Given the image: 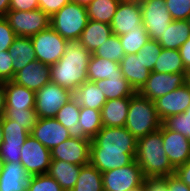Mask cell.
I'll use <instances>...</instances> for the list:
<instances>
[{
    "label": "cell",
    "instance_id": "1",
    "mask_svg": "<svg viewBox=\"0 0 190 191\" xmlns=\"http://www.w3.org/2000/svg\"><path fill=\"white\" fill-rule=\"evenodd\" d=\"M92 53L77 41L68 42L63 56L50 66V81L74 92L87 81L88 63Z\"/></svg>",
    "mask_w": 190,
    "mask_h": 191
},
{
    "label": "cell",
    "instance_id": "2",
    "mask_svg": "<svg viewBox=\"0 0 190 191\" xmlns=\"http://www.w3.org/2000/svg\"><path fill=\"white\" fill-rule=\"evenodd\" d=\"M135 161L145 178H165L175 173L164 151L162 125L158 130L137 139Z\"/></svg>",
    "mask_w": 190,
    "mask_h": 191
},
{
    "label": "cell",
    "instance_id": "3",
    "mask_svg": "<svg viewBox=\"0 0 190 191\" xmlns=\"http://www.w3.org/2000/svg\"><path fill=\"white\" fill-rule=\"evenodd\" d=\"M162 125L154 101L136 92L130 97L125 128L136 138L158 130Z\"/></svg>",
    "mask_w": 190,
    "mask_h": 191
},
{
    "label": "cell",
    "instance_id": "4",
    "mask_svg": "<svg viewBox=\"0 0 190 191\" xmlns=\"http://www.w3.org/2000/svg\"><path fill=\"white\" fill-rule=\"evenodd\" d=\"M86 7L69 2L51 16L50 26L69 42L78 41L88 23Z\"/></svg>",
    "mask_w": 190,
    "mask_h": 191
},
{
    "label": "cell",
    "instance_id": "5",
    "mask_svg": "<svg viewBox=\"0 0 190 191\" xmlns=\"http://www.w3.org/2000/svg\"><path fill=\"white\" fill-rule=\"evenodd\" d=\"M137 139L125 127H102L91 140L90 151L136 153Z\"/></svg>",
    "mask_w": 190,
    "mask_h": 191
},
{
    "label": "cell",
    "instance_id": "6",
    "mask_svg": "<svg viewBox=\"0 0 190 191\" xmlns=\"http://www.w3.org/2000/svg\"><path fill=\"white\" fill-rule=\"evenodd\" d=\"M36 60L52 66L63 56L69 41L60 36L51 26L30 37Z\"/></svg>",
    "mask_w": 190,
    "mask_h": 191
},
{
    "label": "cell",
    "instance_id": "7",
    "mask_svg": "<svg viewBox=\"0 0 190 191\" xmlns=\"http://www.w3.org/2000/svg\"><path fill=\"white\" fill-rule=\"evenodd\" d=\"M73 98V92L49 81L35 92V111L39 118H55L59 109Z\"/></svg>",
    "mask_w": 190,
    "mask_h": 191
},
{
    "label": "cell",
    "instance_id": "8",
    "mask_svg": "<svg viewBox=\"0 0 190 191\" xmlns=\"http://www.w3.org/2000/svg\"><path fill=\"white\" fill-rule=\"evenodd\" d=\"M5 18L17 36L31 37L50 27L51 17L39 8L33 11H8Z\"/></svg>",
    "mask_w": 190,
    "mask_h": 191
},
{
    "label": "cell",
    "instance_id": "9",
    "mask_svg": "<svg viewBox=\"0 0 190 191\" xmlns=\"http://www.w3.org/2000/svg\"><path fill=\"white\" fill-rule=\"evenodd\" d=\"M142 23L150 39L158 40L173 21L165 0H142Z\"/></svg>",
    "mask_w": 190,
    "mask_h": 191
},
{
    "label": "cell",
    "instance_id": "10",
    "mask_svg": "<svg viewBox=\"0 0 190 191\" xmlns=\"http://www.w3.org/2000/svg\"><path fill=\"white\" fill-rule=\"evenodd\" d=\"M144 175L138 163L102 173L103 191H129L144 184Z\"/></svg>",
    "mask_w": 190,
    "mask_h": 191
},
{
    "label": "cell",
    "instance_id": "11",
    "mask_svg": "<svg viewBox=\"0 0 190 191\" xmlns=\"http://www.w3.org/2000/svg\"><path fill=\"white\" fill-rule=\"evenodd\" d=\"M3 129V142L0 147V156L4 162H20L21 148L30 133L16 121L0 118Z\"/></svg>",
    "mask_w": 190,
    "mask_h": 191
},
{
    "label": "cell",
    "instance_id": "12",
    "mask_svg": "<svg viewBox=\"0 0 190 191\" xmlns=\"http://www.w3.org/2000/svg\"><path fill=\"white\" fill-rule=\"evenodd\" d=\"M20 163L29 176L46 174L51 163V150L30 134L22 145Z\"/></svg>",
    "mask_w": 190,
    "mask_h": 191
},
{
    "label": "cell",
    "instance_id": "13",
    "mask_svg": "<svg viewBox=\"0 0 190 191\" xmlns=\"http://www.w3.org/2000/svg\"><path fill=\"white\" fill-rule=\"evenodd\" d=\"M187 73H158L151 71L138 93L151 101L174 91L186 83Z\"/></svg>",
    "mask_w": 190,
    "mask_h": 191
},
{
    "label": "cell",
    "instance_id": "14",
    "mask_svg": "<svg viewBox=\"0 0 190 191\" xmlns=\"http://www.w3.org/2000/svg\"><path fill=\"white\" fill-rule=\"evenodd\" d=\"M90 139L70 137L51 149V160H63L75 165L90 164Z\"/></svg>",
    "mask_w": 190,
    "mask_h": 191
},
{
    "label": "cell",
    "instance_id": "15",
    "mask_svg": "<svg viewBox=\"0 0 190 191\" xmlns=\"http://www.w3.org/2000/svg\"><path fill=\"white\" fill-rule=\"evenodd\" d=\"M142 24L141 4L134 0H121L110 23L117 36L137 30Z\"/></svg>",
    "mask_w": 190,
    "mask_h": 191
},
{
    "label": "cell",
    "instance_id": "16",
    "mask_svg": "<svg viewBox=\"0 0 190 191\" xmlns=\"http://www.w3.org/2000/svg\"><path fill=\"white\" fill-rule=\"evenodd\" d=\"M161 121L172 115L182 114L190 106V87L187 83L154 100Z\"/></svg>",
    "mask_w": 190,
    "mask_h": 191
},
{
    "label": "cell",
    "instance_id": "17",
    "mask_svg": "<svg viewBox=\"0 0 190 191\" xmlns=\"http://www.w3.org/2000/svg\"><path fill=\"white\" fill-rule=\"evenodd\" d=\"M162 142L166 156L174 169L190 159V141L176 131H170L162 125Z\"/></svg>",
    "mask_w": 190,
    "mask_h": 191
},
{
    "label": "cell",
    "instance_id": "18",
    "mask_svg": "<svg viewBox=\"0 0 190 191\" xmlns=\"http://www.w3.org/2000/svg\"><path fill=\"white\" fill-rule=\"evenodd\" d=\"M30 134L50 150L70 138L68 129L56 118H39Z\"/></svg>",
    "mask_w": 190,
    "mask_h": 191
},
{
    "label": "cell",
    "instance_id": "19",
    "mask_svg": "<svg viewBox=\"0 0 190 191\" xmlns=\"http://www.w3.org/2000/svg\"><path fill=\"white\" fill-rule=\"evenodd\" d=\"M50 72L49 65L35 60L17 72L13 81L36 92L50 81Z\"/></svg>",
    "mask_w": 190,
    "mask_h": 191
},
{
    "label": "cell",
    "instance_id": "20",
    "mask_svg": "<svg viewBox=\"0 0 190 191\" xmlns=\"http://www.w3.org/2000/svg\"><path fill=\"white\" fill-rule=\"evenodd\" d=\"M29 175L20 162H4L0 191H27Z\"/></svg>",
    "mask_w": 190,
    "mask_h": 191
},
{
    "label": "cell",
    "instance_id": "21",
    "mask_svg": "<svg viewBox=\"0 0 190 191\" xmlns=\"http://www.w3.org/2000/svg\"><path fill=\"white\" fill-rule=\"evenodd\" d=\"M136 153L113 151H90V164L101 173L131 164Z\"/></svg>",
    "mask_w": 190,
    "mask_h": 191
},
{
    "label": "cell",
    "instance_id": "22",
    "mask_svg": "<svg viewBox=\"0 0 190 191\" xmlns=\"http://www.w3.org/2000/svg\"><path fill=\"white\" fill-rule=\"evenodd\" d=\"M119 64L123 76L134 90L138 92L146 83L150 74V71L144 67L140 56H136V54H126Z\"/></svg>",
    "mask_w": 190,
    "mask_h": 191
},
{
    "label": "cell",
    "instance_id": "23",
    "mask_svg": "<svg viewBox=\"0 0 190 191\" xmlns=\"http://www.w3.org/2000/svg\"><path fill=\"white\" fill-rule=\"evenodd\" d=\"M112 34L111 25L88 20L77 42L94 53Z\"/></svg>",
    "mask_w": 190,
    "mask_h": 191
},
{
    "label": "cell",
    "instance_id": "24",
    "mask_svg": "<svg viewBox=\"0 0 190 191\" xmlns=\"http://www.w3.org/2000/svg\"><path fill=\"white\" fill-rule=\"evenodd\" d=\"M6 108L14 110L34 109L35 91L30 90L16 82H4Z\"/></svg>",
    "mask_w": 190,
    "mask_h": 191
},
{
    "label": "cell",
    "instance_id": "25",
    "mask_svg": "<svg viewBox=\"0 0 190 191\" xmlns=\"http://www.w3.org/2000/svg\"><path fill=\"white\" fill-rule=\"evenodd\" d=\"M130 97L107 100L101 109L103 127H125Z\"/></svg>",
    "mask_w": 190,
    "mask_h": 191
},
{
    "label": "cell",
    "instance_id": "26",
    "mask_svg": "<svg viewBox=\"0 0 190 191\" xmlns=\"http://www.w3.org/2000/svg\"><path fill=\"white\" fill-rule=\"evenodd\" d=\"M81 167L63 160H51L47 174L53 177L64 191H71L78 180Z\"/></svg>",
    "mask_w": 190,
    "mask_h": 191
},
{
    "label": "cell",
    "instance_id": "27",
    "mask_svg": "<svg viewBox=\"0 0 190 191\" xmlns=\"http://www.w3.org/2000/svg\"><path fill=\"white\" fill-rule=\"evenodd\" d=\"M80 105L74 98L70 99L57 112L55 118L66 127L70 137L88 139L84 135V129L79 125Z\"/></svg>",
    "mask_w": 190,
    "mask_h": 191
},
{
    "label": "cell",
    "instance_id": "28",
    "mask_svg": "<svg viewBox=\"0 0 190 191\" xmlns=\"http://www.w3.org/2000/svg\"><path fill=\"white\" fill-rule=\"evenodd\" d=\"M190 26L187 20H173L170 26L163 32L157 41L162 48L176 49L179 48L189 39Z\"/></svg>",
    "mask_w": 190,
    "mask_h": 191
},
{
    "label": "cell",
    "instance_id": "29",
    "mask_svg": "<svg viewBox=\"0 0 190 191\" xmlns=\"http://www.w3.org/2000/svg\"><path fill=\"white\" fill-rule=\"evenodd\" d=\"M8 51L13 60L14 77L22 68L36 60L30 37L17 36Z\"/></svg>",
    "mask_w": 190,
    "mask_h": 191
},
{
    "label": "cell",
    "instance_id": "30",
    "mask_svg": "<svg viewBox=\"0 0 190 191\" xmlns=\"http://www.w3.org/2000/svg\"><path fill=\"white\" fill-rule=\"evenodd\" d=\"M73 98L81 107L101 110L107 101L104 93L92 81H85L73 92Z\"/></svg>",
    "mask_w": 190,
    "mask_h": 191
},
{
    "label": "cell",
    "instance_id": "31",
    "mask_svg": "<svg viewBox=\"0 0 190 191\" xmlns=\"http://www.w3.org/2000/svg\"><path fill=\"white\" fill-rule=\"evenodd\" d=\"M118 76H123L120 64L118 62L97 57L92 53V56L88 63V81L95 82L106 78Z\"/></svg>",
    "mask_w": 190,
    "mask_h": 191
},
{
    "label": "cell",
    "instance_id": "32",
    "mask_svg": "<svg viewBox=\"0 0 190 191\" xmlns=\"http://www.w3.org/2000/svg\"><path fill=\"white\" fill-rule=\"evenodd\" d=\"M95 84L101 89L107 100L131 97L136 93L124 76L95 81Z\"/></svg>",
    "mask_w": 190,
    "mask_h": 191
},
{
    "label": "cell",
    "instance_id": "33",
    "mask_svg": "<svg viewBox=\"0 0 190 191\" xmlns=\"http://www.w3.org/2000/svg\"><path fill=\"white\" fill-rule=\"evenodd\" d=\"M153 72L158 73H187L179 50L163 48L159 54Z\"/></svg>",
    "mask_w": 190,
    "mask_h": 191
},
{
    "label": "cell",
    "instance_id": "34",
    "mask_svg": "<svg viewBox=\"0 0 190 191\" xmlns=\"http://www.w3.org/2000/svg\"><path fill=\"white\" fill-rule=\"evenodd\" d=\"M71 191H103L102 173L91 164L82 166Z\"/></svg>",
    "mask_w": 190,
    "mask_h": 191
},
{
    "label": "cell",
    "instance_id": "35",
    "mask_svg": "<svg viewBox=\"0 0 190 191\" xmlns=\"http://www.w3.org/2000/svg\"><path fill=\"white\" fill-rule=\"evenodd\" d=\"M121 0H94L86 7L89 20L110 25Z\"/></svg>",
    "mask_w": 190,
    "mask_h": 191
},
{
    "label": "cell",
    "instance_id": "36",
    "mask_svg": "<svg viewBox=\"0 0 190 191\" xmlns=\"http://www.w3.org/2000/svg\"><path fill=\"white\" fill-rule=\"evenodd\" d=\"M79 125L84 129V135L92 140L102 129L101 110L80 106Z\"/></svg>",
    "mask_w": 190,
    "mask_h": 191
},
{
    "label": "cell",
    "instance_id": "37",
    "mask_svg": "<svg viewBox=\"0 0 190 191\" xmlns=\"http://www.w3.org/2000/svg\"><path fill=\"white\" fill-rule=\"evenodd\" d=\"M121 45L126 54H137L140 49L150 40V37L142 24L137 30L127 32L119 36Z\"/></svg>",
    "mask_w": 190,
    "mask_h": 191
},
{
    "label": "cell",
    "instance_id": "38",
    "mask_svg": "<svg viewBox=\"0 0 190 191\" xmlns=\"http://www.w3.org/2000/svg\"><path fill=\"white\" fill-rule=\"evenodd\" d=\"M95 56L108 59L114 62H121L125 56L119 36L112 34L99 48L93 53Z\"/></svg>",
    "mask_w": 190,
    "mask_h": 191
},
{
    "label": "cell",
    "instance_id": "39",
    "mask_svg": "<svg viewBox=\"0 0 190 191\" xmlns=\"http://www.w3.org/2000/svg\"><path fill=\"white\" fill-rule=\"evenodd\" d=\"M4 116L22 125L29 133L32 132L39 119L35 109L14 110V108H6Z\"/></svg>",
    "mask_w": 190,
    "mask_h": 191
},
{
    "label": "cell",
    "instance_id": "40",
    "mask_svg": "<svg viewBox=\"0 0 190 191\" xmlns=\"http://www.w3.org/2000/svg\"><path fill=\"white\" fill-rule=\"evenodd\" d=\"M162 125L170 131L179 132L190 141V106L184 113L164 119Z\"/></svg>",
    "mask_w": 190,
    "mask_h": 191
},
{
    "label": "cell",
    "instance_id": "41",
    "mask_svg": "<svg viewBox=\"0 0 190 191\" xmlns=\"http://www.w3.org/2000/svg\"><path fill=\"white\" fill-rule=\"evenodd\" d=\"M27 191H64L59 183L46 174L29 176Z\"/></svg>",
    "mask_w": 190,
    "mask_h": 191
},
{
    "label": "cell",
    "instance_id": "42",
    "mask_svg": "<svg viewBox=\"0 0 190 191\" xmlns=\"http://www.w3.org/2000/svg\"><path fill=\"white\" fill-rule=\"evenodd\" d=\"M162 49L163 48L158 41L150 39L142 49L139 50L136 56H140L141 61L144 63V67L151 72L153 71L154 65L159 58Z\"/></svg>",
    "mask_w": 190,
    "mask_h": 191
},
{
    "label": "cell",
    "instance_id": "43",
    "mask_svg": "<svg viewBox=\"0 0 190 191\" xmlns=\"http://www.w3.org/2000/svg\"><path fill=\"white\" fill-rule=\"evenodd\" d=\"M173 20H187L190 16V0H165Z\"/></svg>",
    "mask_w": 190,
    "mask_h": 191
},
{
    "label": "cell",
    "instance_id": "44",
    "mask_svg": "<svg viewBox=\"0 0 190 191\" xmlns=\"http://www.w3.org/2000/svg\"><path fill=\"white\" fill-rule=\"evenodd\" d=\"M17 35L5 17H0V52L9 50Z\"/></svg>",
    "mask_w": 190,
    "mask_h": 191
},
{
    "label": "cell",
    "instance_id": "45",
    "mask_svg": "<svg viewBox=\"0 0 190 191\" xmlns=\"http://www.w3.org/2000/svg\"><path fill=\"white\" fill-rule=\"evenodd\" d=\"M12 61L8 50L0 52V81L2 83L14 79V67Z\"/></svg>",
    "mask_w": 190,
    "mask_h": 191
},
{
    "label": "cell",
    "instance_id": "46",
    "mask_svg": "<svg viewBox=\"0 0 190 191\" xmlns=\"http://www.w3.org/2000/svg\"><path fill=\"white\" fill-rule=\"evenodd\" d=\"M69 2L70 0H38V5L40 10L51 17Z\"/></svg>",
    "mask_w": 190,
    "mask_h": 191
},
{
    "label": "cell",
    "instance_id": "47",
    "mask_svg": "<svg viewBox=\"0 0 190 191\" xmlns=\"http://www.w3.org/2000/svg\"><path fill=\"white\" fill-rule=\"evenodd\" d=\"M38 8V0H11L9 11H33Z\"/></svg>",
    "mask_w": 190,
    "mask_h": 191
},
{
    "label": "cell",
    "instance_id": "48",
    "mask_svg": "<svg viewBox=\"0 0 190 191\" xmlns=\"http://www.w3.org/2000/svg\"><path fill=\"white\" fill-rule=\"evenodd\" d=\"M144 185L147 191H169L167 185V177L145 178Z\"/></svg>",
    "mask_w": 190,
    "mask_h": 191
},
{
    "label": "cell",
    "instance_id": "49",
    "mask_svg": "<svg viewBox=\"0 0 190 191\" xmlns=\"http://www.w3.org/2000/svg\"><path fill=\"white\" fill-rule=\"evenodd\" d=\"M174 175L190 188V159L175 169Z\"/></svg>",
    "mask_w": 190,
    "mask_h": 191
},
{
    "label": "cell",
    "instance_id": "50",
    "mask_svg": "<svg viewBox=\"0 0 190 191\" xmlns=\"http://www.w3.org/2000/svg\"><path fill=\"white\" fill-rule=\"evenodd\" d=\"M167 185L169 191H190L189 186L183 183L174 174L167 177Z\"/></svg>",
    "mask_w": 190,
    "mask_h": 191
},
{
    "label": "cell",
    "instance_id": "51",
    "mask_svg": "<svg viewBox=\"0 0 190 191\" xmlns=\"http://www.w3.org/2000/svg\"><path fill=\"white\" fill-rule=\"evenodd\" d=\"M180 56L182 58L183 65L187 71L190 70V37L189 39L179 48Z\"/></svg>",
    "mask_w": 190,
    "mask_h": 191
},
{
    "label": "cell",
    "instance_id": "52",
    "mask_svg": "<svg viewBox=\"0 0 190 191\" xmlns=\"http://www.w3.org/2000/svg\"><path fill=\"white\" fill-rule=\"evenodd\" d=\"M6 111V101H5V89L4 84L0 85V118L4 116Z\"/></svg>",
    "mask_w": 190,
    "mask_h": 191
},
{
    "label": "cell",
    "instance_id": "53",
    "mask_svg": "<svg viewBox=\"0 0 190 191\" xmlns=\"http://www.w3.org/2000/svg\"><path fill=\"white\" fill-rule=\"evenodd\" d=\"M11 0H0V17H5L9 11Z\"/></svg>",
    "mask_w": 190,
    "mask_h": 191
},
{
    "label": "cell",
    "instance_id": "54",
    "mask_svg": "<svg viewBox=\"0 0 190 191\" xmlns=\"http://www.w3.org/2000/svg\"><path fill=\"white\" fill-rule=\"evenodd\" d=\"M94 0H70V2L79 4L81 6L87 7L90 5Z\"/></svg>",
    "mask_w": 190,
    "mask_h": 191
},
{
    "label": "cell",
    "instance_id": "55",
    "mask_svg": "<svg viewBox=\"0 0 190 191\" xmlns=\"http://www.w3.org/2000/svg\"><path fill=\"white\" fill-rule=\"evenodd\" d=\"M129 191H147V189H146L145 185L143 184L140 187L131 189Z\"/></svg>",
    "mask_w": 190,
    "mask_h": 191
},
{
    "label": "cell",
    "instance_id": "56",
    "mask_svg": "<svg viewBox=\"0 0 190 191\" xmlns=\"http://www.w3.org/2000/svg\"><path fill=\"white\" fill-rule=\"evenodd\" d=\"M2 142H3V129H2V126H1V121H0V147L2 145Z\"/></svg>",
    "mask_w": 190,
    "mask_h": 191
},
{
    "label": "cell",
    "instance_id": "57",
    "mask_svg": "<svg viewBox=\"0 0 190 191\" xmlns=\"http://www.w3.org/2000/svg\"><path fill=\"white\" fill-rule=\"evenodd\" d=\"M186 83L190 87V70L187 72V75H186Z\"/></svg>",
    "mask_w": 190,
    "mask_h": 191
},
{
    "label": "cell",
    "instance_id": "58",
    "mask_svg": "<svg viewBox=\"0 0 190 191\" xmlns=\"http://www.w3.org/2000/svg\"><path fill=\"white\" fill-rule=\"evenodd\" d=\"M3 165H4V161L2 160V158L0 156V174H1V171L3 169Z\"/></svg>",
    "mask_w": 190,
    "mask_h": 191
},
{
    "label": "cell",
    "instance_id": "59",
    "mask_svg": "<svg viewBox=\"0 0 190 191\" xmlns=\"http://www.w3.org/2000/svg\"><path fill=\"white\" fill-rule=\"evenodd\" d=\"M187 21H188V24H189V26H190V16H189V18L187 19Z\"/></svg>",
    "mask_w": 190,
    "mask_h": 191
}]
</instances>
